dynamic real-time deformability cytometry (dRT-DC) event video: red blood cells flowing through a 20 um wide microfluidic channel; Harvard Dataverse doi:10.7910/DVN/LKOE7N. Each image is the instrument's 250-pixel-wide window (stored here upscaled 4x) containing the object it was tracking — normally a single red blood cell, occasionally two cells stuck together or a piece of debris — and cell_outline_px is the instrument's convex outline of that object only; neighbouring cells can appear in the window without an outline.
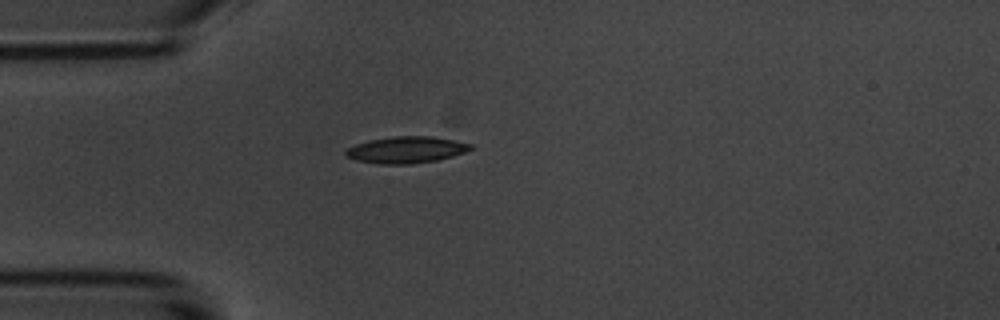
{"species": "common noctule bat (a hibernating species)", "species_latin": "Nyctalus noctula", "temperature_condition": "room temperature", "stored_images_in_passage": 42, "camera_frame_rate_fps": 3000, "um_per_image_px": 0.085, "animal": {"sex": "male", "body_mass_g": 20.1, "forearm_length_mm": 53.5}, "frame": {"image": 1, "passage_image": 1, "time_ms": 0.0, "image_size_px": [1000, 320], "cell_outline_px": [[472, 148], [464, 152], [452, 156], [436, 160], [412, 164], [376, 164], [356, 160], [344, 156], [344, 152], [348, 148], [356, 144], [372, 140], [396, 136], [432, 136], [472, 144]], "centroid_in_image_um": [34.5, 12.74], "position_along_channel_um": 50.5, "area_um2": 19.19}}
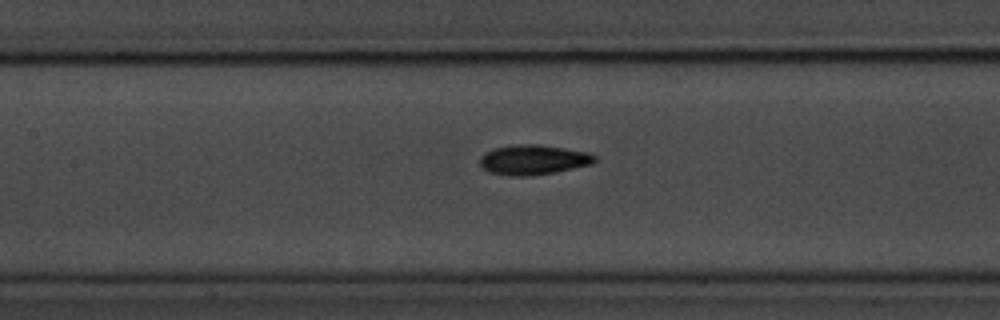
{"frame": {"image": 2, "passage_image": 11, "time_ms": 3.333, "image_size_px": [1000, 320], "cell_outline_px": [[596, 160], [592, 164], [552, 172], [528, 176], [508, 176], [488, 172], [480, 164], [480, 156], [484, 152], [496, 148], [516, 144], [536, 144], [564, 148], [588, 152], [596, 156]], "centroid_in_image_um": [45.3, 13.58], "position_along_channel_um": 162.1, "area_um2": 19.88}}
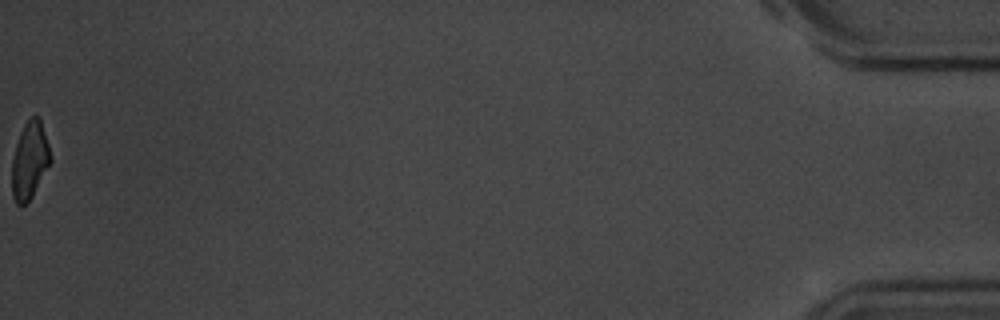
{"frame": {"image": 3, "passage_image": 42, "time_ms": 13.667, "image_size_px": [1000, 320], "cell_outline_px": [[52, 160], [32, 196], [20, 208], [16, 204], [12, 196], [12, 160], [16, 144], [20, 132], [24, 124], [32, 116], [40, 116], [48, 144]], "centroid_in_image_um": [2.51, 13.64], "position_along_channel_um": 432.7, "area_um2": 17.34}, "authors_computed_cell_mechanics": {"area_um2": 18.9873, "velocity_mm_per_s": 3.6098, "shape_relaxation_time_tau1_ms": 2.7938, "shape_relaxation_time_tau2_ms": 2.2417, "deformation_change_tau1": 0.141, "deformation_change_tau2": 0.0763}}